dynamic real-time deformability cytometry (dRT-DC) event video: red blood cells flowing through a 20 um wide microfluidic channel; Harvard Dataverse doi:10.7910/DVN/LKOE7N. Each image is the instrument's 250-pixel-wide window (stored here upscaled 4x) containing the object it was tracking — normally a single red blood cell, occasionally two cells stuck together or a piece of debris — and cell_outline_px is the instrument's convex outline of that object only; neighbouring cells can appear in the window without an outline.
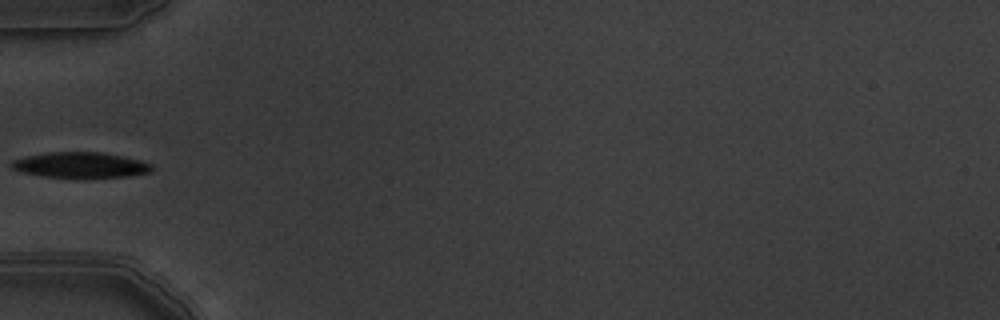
{"species": "common noctule bat (a hibernating species)", "species_latin": "Nyctalus noctula", "temperature_condition": "warm", "stored_images_in_passage": 8, "camera_frame_rate_fps": 3000, "um_per_image_px": 0.085, "animal": {"sex": "male", "body_mass_g": 19.5, "forearm_length_mm": 54.6}, "frame": {"image": 1, "passage_image": 7, "time_ms": 2.0, "image_size_px": [1000, 320], "cell_outline_px": [[152, 172], [128, 176], [84, 180], [40, 176], [20, 172], [12, 168], [12, 160], [28, 156], [48, 152], [100, 152], [124, 156], [140, 160], [152, 164]], "centroid_in_image_um": [6.87, 14.07], "position_along_channel_um": 78.1, "area_um2": 21.68}}